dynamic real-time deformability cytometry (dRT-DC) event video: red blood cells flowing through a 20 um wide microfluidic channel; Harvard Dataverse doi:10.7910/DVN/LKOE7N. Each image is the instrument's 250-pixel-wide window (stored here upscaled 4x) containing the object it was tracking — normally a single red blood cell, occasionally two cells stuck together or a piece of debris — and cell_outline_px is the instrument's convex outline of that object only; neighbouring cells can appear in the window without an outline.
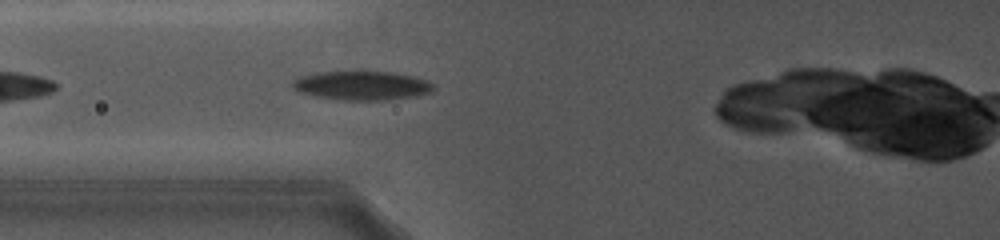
{"species": "common noctule bat (a hibernating species)", "species_latin": "Nyctalus noctula", "temperature_condition": "cold", "stored_images_in_passage": 28, "camera_frame_rate_fps": 5000, "um_per_image_px": 0.085, "animal": {"sex": "female", "body_mass_g": 19.0, "forearm_length_mm": 56.7}, "frame": {"image": 1, "passage_image": 9, "time_ms": 1.4, "image_size_px": [1000, 240], "cell_outline_px": [[436, 88], [428, 92], [412, 96], [392, 100], [344, 100], [316, 96], [300, 92], [292, 88], [292, 80], [300, 76], [316, 72], [352, 68], [364, 68], [392, 72], [412, 76], [428, 80]], "centroid_in_image_um": [30.71, 7.21], "position_along_channel_um": 95.1, "area_um2": 24.91}}
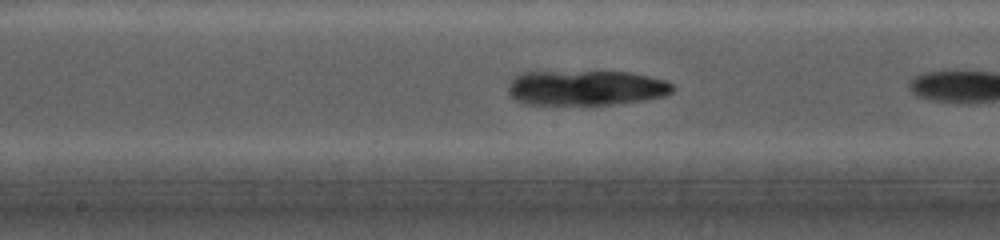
{"frame": {"image": 2, "passage_image": 20, "time_ms": 3.2, "image_size_px": [1000, 240], "cell_outline_px": [[676, 88], [672, 92], [664, 96], [644, 100], [612, 104], [528, 104], [516, 100], [508, 92], [508, 84], [520, 72], [628, 72], [648, 76], [664, 80], [672, 84]], "centroid_in_image_um": [49.82, 7.46], "position_along_channel_um": 198.4, "area_um2": 33.41}}